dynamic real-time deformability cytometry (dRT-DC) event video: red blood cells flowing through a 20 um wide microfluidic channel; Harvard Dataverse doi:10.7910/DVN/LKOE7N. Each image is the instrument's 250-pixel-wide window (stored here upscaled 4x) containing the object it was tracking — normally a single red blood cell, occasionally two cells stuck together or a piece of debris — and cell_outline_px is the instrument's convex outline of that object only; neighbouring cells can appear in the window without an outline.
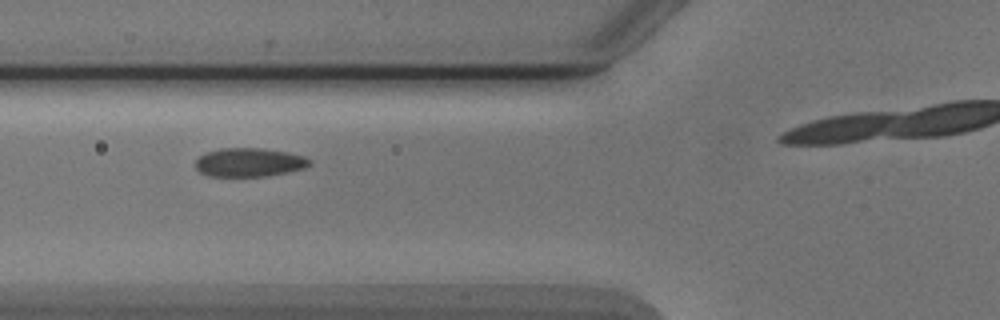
{"species": "Egyptian fruit bat (a non-hibernating species)", "species_latin": "Rousettus aegyptiacus", "temperature_condition": "cold", "stored_images_in_passage": 6, "camera_frame_rate_fps": 3000, "um_per_image_px": 0.085, "animal": {"sex": "male"}, "frame": {"image": 1, "passage_image": 5, "time_ms": 4.667, "image_size_px": [1000, 320], "cell_outline_px": [[312, 164], [304, 168], [288, 172], [264, 176], [208, 176], [200, 172], [196, 168], [196, 160], [200, 156], [208, 152], [220, 148], [264, 148], [288, 152], [304, 156], [312, 160]], "centroid_in_image_um": [21.22, 13.79], "position_along_channel_um": 104.6, "area_um2": 19.13}}